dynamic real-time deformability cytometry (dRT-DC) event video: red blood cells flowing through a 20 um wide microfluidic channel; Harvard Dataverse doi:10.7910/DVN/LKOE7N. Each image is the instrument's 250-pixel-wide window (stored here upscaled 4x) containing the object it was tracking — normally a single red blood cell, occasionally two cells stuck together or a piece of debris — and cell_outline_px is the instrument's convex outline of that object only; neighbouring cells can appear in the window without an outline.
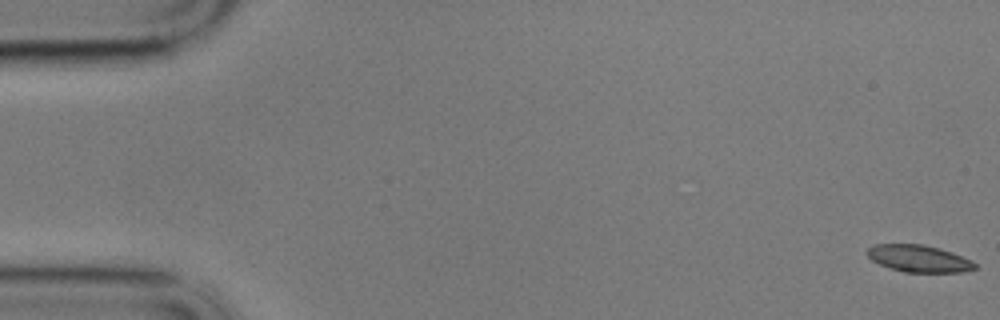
{"species": "common noctule bat (a hibernating species)", "species_latin": "Nyctalus noctula", "temperature_condition": "cold", "stored_images_in_passage": 59, "camera_frame_rate_fps": 3000, "um_per_image_px": 0.085, "animal": {"sex": "male", "body_mass_g": 17.9}, "frame": {"image": 1, "passage_image": 1, "time_ms": 0.0, "image_size_px": [1000, 320], "cell_outline_px": [[976, 268], [964, 272], [904, 272], [888, 268], [872, 260], [868, 256], [868, 248], [872, 244], [924, 244], [940, 248], [952, 252], [972, 260], [976, 264]], "centroid_in_image_um": [78.11, 21.97], "position_along_channel_um": 6.9, "area_um2": 17.05}}
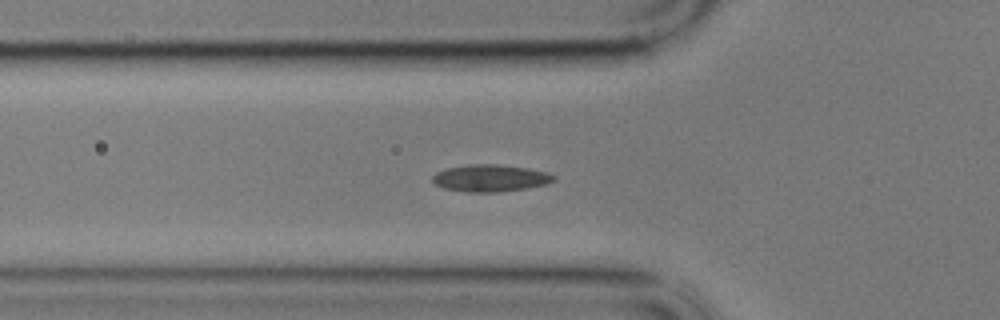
{"frame": {"image": 2, "passage_image": 20, "time_ms": 6.333, "image_size_px": [1000, 320], "cell_outline_px": [[556, 180], [544, 184], [528, 188], [496, 192], [468, 192], [444, 188], [436, 184], [432, 180], [432, 176], [436, 172], [444, 168], [468, 164], [496, 164], [528, 168], [548, 172], [556, 176]], "centroid_in_image_um": [41.67, 15.13], "position_along_channel_um": 84.1, "area_um2": 19.19}}
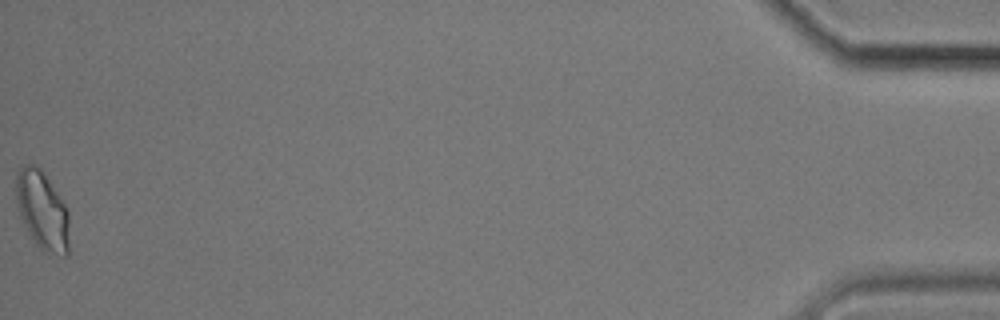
{"frame": {"image": 3, "passage_image": 59, "time_ms": 19.333, "image_size_px": [1000, 320], "cell_outline_px": [[68, 256], [64, 256], [44, 252], [36, 244], [28, 232], [20, 216], [16, 200], [16, 172], [24, 164], [32, 164], [40, 168], [64, 204], [68, 212]], "centroid_in_image_um": [3.58, 17.9], "position_along_channel_um": 431.6, "area_um2": 24.1}, "authors_computed_cell_mechanics": {"area_um2": 18.0914, "velocity_mm_per_s": 3.4171, "shape_relaxation_time_tau1_ms": 6.1435, "shape_relaxation_time_tau2_ms": 1.628, "deformation_change_tau1": 0.1151, "deformation_change_tau2": 0.0776}}